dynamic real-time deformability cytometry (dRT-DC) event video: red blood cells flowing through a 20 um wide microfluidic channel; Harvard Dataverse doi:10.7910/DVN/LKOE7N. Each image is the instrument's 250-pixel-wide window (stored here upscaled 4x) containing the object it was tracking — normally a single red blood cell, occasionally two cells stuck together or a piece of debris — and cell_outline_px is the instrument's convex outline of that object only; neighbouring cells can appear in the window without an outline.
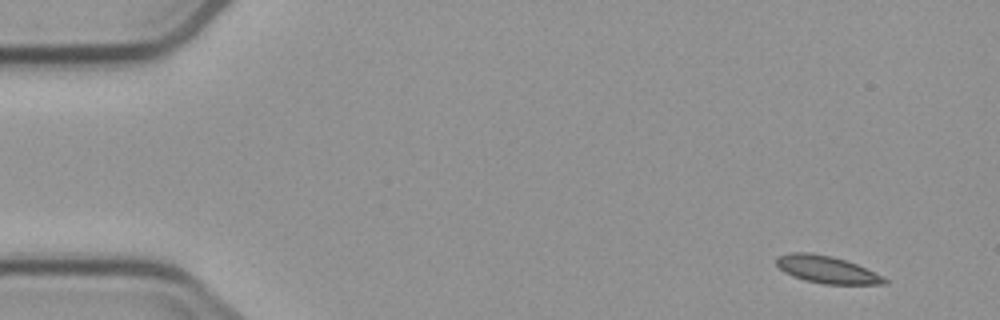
{"species": "common noctule bat (a hibernating species)", "species_latin": "Nyctalus noctula", "temperature_condition": "cold", "stored_images_in_passage": 3, "camera_frame_rate_fps": 3000, "um_per_image_px": 0.085, "animal": {"sex": "male", "body_mass_g": 23.1, "forearm_length_mm": 52.7}, "frame": {"image": 1, "passage_image": 1, "time_ms": 0.0, "image_size_px": [1000, 320], "cell_outline_px": [[888, 284], [824, 284], [804, 280], [792, 276], [784, 272], [776, 264], [776, 256], [792, 252], [808, 252], [832, 256], [856, 264], [888, 280]], "centroid_in_image_um": [70.21, 22.91], "position_along_channel_um": 14.8, "area_um2": 16.99}}